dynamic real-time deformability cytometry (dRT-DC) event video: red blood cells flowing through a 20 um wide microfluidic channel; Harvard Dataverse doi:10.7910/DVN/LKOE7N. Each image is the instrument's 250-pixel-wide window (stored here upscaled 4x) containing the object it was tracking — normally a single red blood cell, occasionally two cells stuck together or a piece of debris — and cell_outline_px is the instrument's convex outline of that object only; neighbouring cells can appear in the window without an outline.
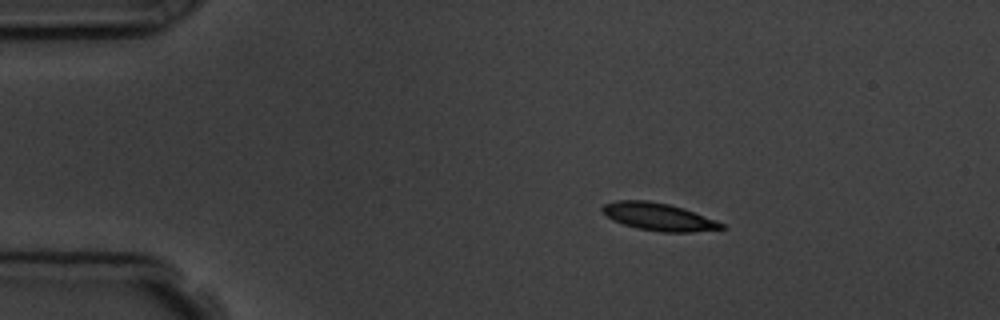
{"species": "common noctule bat (a hibernating species)", "species_latin": "Nyctalus noctula", "temperature_condition": "room temperature", "stored_images_in_passage": 4, "segment_of_instrument_passage": [1, 2], "camera_frame_rate_fps": 3000, "um_per_image_px": 0.085, "animal": {"sex": "male", "body_mass_g": 19.5, "forearm_length_mm": 54.6}, "frame": {"image": 1, "passage_image": 1, "time_ms": 0.0, "image_size_px": [1000, 320], "cell_outline_px": [[728, 228], [692, 232], [660, 232], [636, 228], [612, 220], [600, 212], [600, 208], [604, 204], [616, 200], [648, 200], [668, 204], [684, 208], [724, 224]], "centroid_in_image_um": [55.93, 18.42], "position_along_channel_um": 29.1, "area_um2": 19.25}}